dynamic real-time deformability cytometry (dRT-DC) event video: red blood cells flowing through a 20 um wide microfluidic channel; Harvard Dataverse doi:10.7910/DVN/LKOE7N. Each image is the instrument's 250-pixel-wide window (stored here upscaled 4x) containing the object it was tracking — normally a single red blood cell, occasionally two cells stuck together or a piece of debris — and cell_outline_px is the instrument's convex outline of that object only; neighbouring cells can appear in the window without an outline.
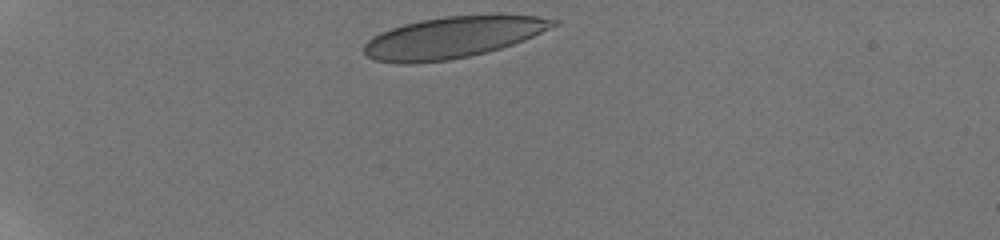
{"species": "human", "species_latin": "Homo sapiens", "temperature_condition": "room temperature", "stored_images_in_passage": 7, "camera_frame_rate_fps": 3000, "um_per_image_px": 0.085, "donor": {"sex": "male"}, "frame": {"image": 1, "passage_image": 1, "time_ms": 0.0, "image_size_px": [1000, 240], "cell_outline_px": [[560, 24], [524, 40], [500, 48], [468, 56], [448, 60], [416, 64], [396, 64], [376, 60], [368, 56], [364, 52], [364, 44], [372, 36], [380, 32], [404, 24], [420, 20], [444, 16], [536, 16], [560, 20]], "centroid_in_image_um": [38.44, 3.19], "position_along_channel_um": 46.6, "area_um2": 45.26}}